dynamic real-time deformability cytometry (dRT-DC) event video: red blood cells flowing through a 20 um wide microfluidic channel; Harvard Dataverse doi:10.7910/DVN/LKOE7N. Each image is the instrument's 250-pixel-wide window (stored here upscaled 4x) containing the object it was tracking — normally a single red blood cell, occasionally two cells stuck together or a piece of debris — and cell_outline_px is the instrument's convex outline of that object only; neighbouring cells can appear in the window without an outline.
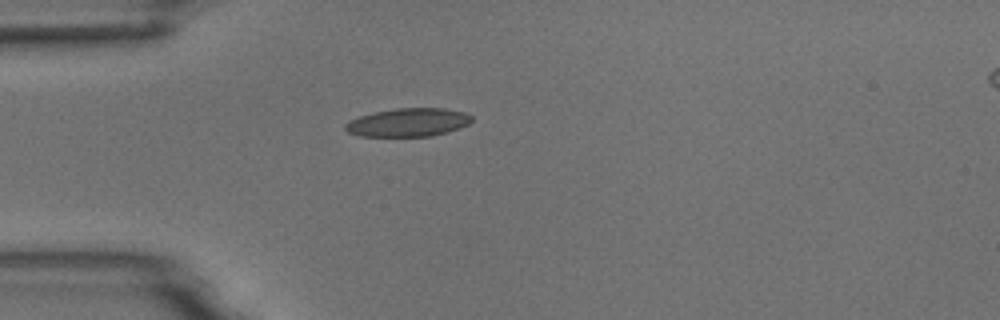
{"species": "common noctule bat (a hibernating species)", "species_latin": "Nyctalus noctula", "temperature_condition": "room temperature", "stored_images_in_passage": 2, "segment_of_instrument_passage": [1, 2], "camera_frame_rate_fps": 3000, "um_per_image_px": 0.085, "animal": {"sex": "male", "body_mass_g": 18.8}, "frame": {"image": 1, "passage_image": 1, "time_ms": 0.0, "image_size_px": [1000, 320], "cell_outline_px": [[472, 120], [468, 124], [460, 128], [448, 132], [432, 136], [360, 136], [348, 132], [344, 128], [344, 124], [360, 116], [372, 112], [396, 108], [444, 108], [464, 112], [472, 116]], "centroid_in_image_um": [34.71, 10.4], "position_along_channel_um": 50.3, "area_um2": 20.92}}